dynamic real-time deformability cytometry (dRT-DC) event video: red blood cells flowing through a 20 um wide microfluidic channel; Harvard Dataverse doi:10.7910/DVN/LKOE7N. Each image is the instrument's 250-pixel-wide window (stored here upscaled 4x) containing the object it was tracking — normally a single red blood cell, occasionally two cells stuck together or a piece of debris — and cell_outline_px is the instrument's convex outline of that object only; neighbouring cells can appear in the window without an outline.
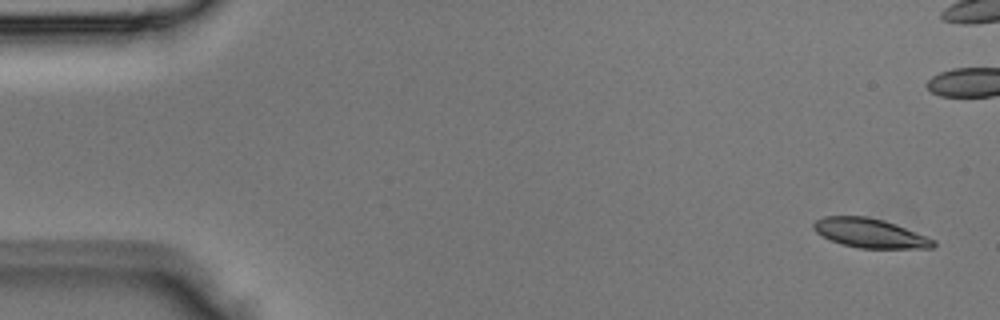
{"species": "Egyptian fruit bat (a non-hibernating species)", "species_latin": "Rousettus aegyptiacus", "temperature_condition": "room temperature", "stored_images_in_passage": 3, "camera_frame_rate_fps": 3000, "um_per_image_px": 0.085, "animal": {"sex": "male"}, "frame": {"image": 1, "passage_image": 1, "time_ms": 0.0, "image_size_px": [1000, 320], "cell_outline_px": [[936, 244], [932, 248], [860, 248], [844, 244], [832, 240], [816, 232], [812, 228], [812, 224], [816, 220], [824, 216], [868, 216], [884, 220], [896, 224], [936, 240]], "centroid_in_image_um": [73.96, 19.8], "position_along_channel_um": 11.0, "area_um2": 20.29}}